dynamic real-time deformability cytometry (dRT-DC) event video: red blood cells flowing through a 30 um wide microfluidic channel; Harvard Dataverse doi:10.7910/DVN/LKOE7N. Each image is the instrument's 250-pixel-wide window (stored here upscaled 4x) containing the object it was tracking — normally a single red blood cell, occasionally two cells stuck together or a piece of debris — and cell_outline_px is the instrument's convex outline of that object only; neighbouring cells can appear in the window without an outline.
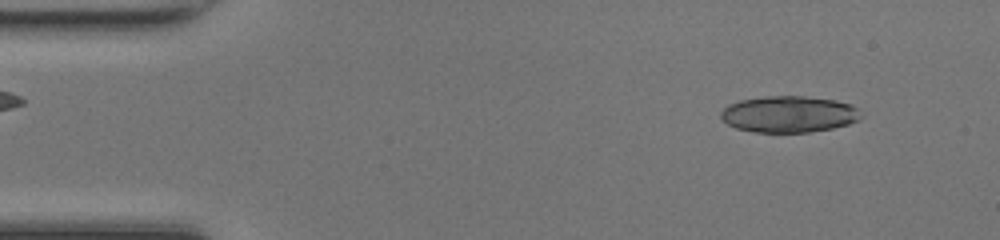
{"species": "common noctule bat (a hibernating species)", "species_latin": "Nyctalus noctula", "temperature_condition": "room temperature", "stored_images_in_passage": 46, "camera_frame_rate_fps": 3000, "um_per_image_px": 0.085, "animal": {"sex": "female", "body_mass_g": 17.0, "forearm_length_mm": 48.0}, "frame": {"image": 1, "passage_image": 4, "time_ms": 1.0, "image_size_px": [1000, 240], "cell_outline_px": [[864, 116], [860, 120], [848, 124], [832, 128], [808, 132], [752, 132], [736, 128], [728, 124], [720, 116], [720, 112], [728, 104], [740, 100], [764, 96], [804, 96], [836, 100], [852, 104]], "centroid_in_image_um": [67.07, 9.7], "position_along_channel_um": 17.9, "area_um2": 29.94}}
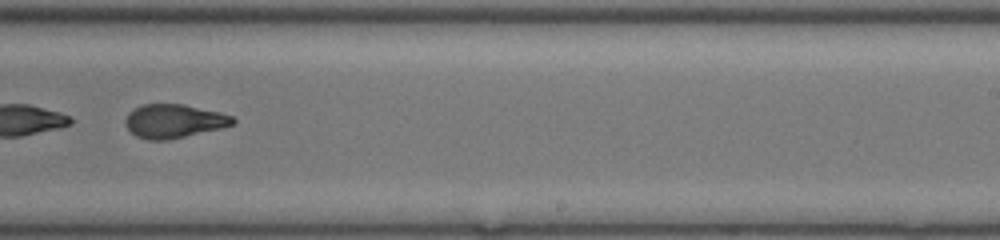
{"frame": {"image": 2, "passage_image": 29, "time_ms": 9.333, "image_size_px": [1000, 240], "cell_outline_px": [[236, 120], [232, 124], [224, 128], [168, 140], [148, 140], [136, 136], [124, 124], [124, 120], [128, 112], [144, 104], [184, 104], [220, 112], [232, 116]], "centroid_in_image_um": [14.79, 10.3], "position_along_channel_um": 274.2, "area_um2": 21.21}, "authors_computed_cell_mechanics": {"area_um2": 28.9, "velocity_mm_per_s": 4.2839, "shape_relaxation_time_tau1_ms": null, "shape_relaxation_time_tau2_ms": 1.4792, "deformation_change_tau1": null, "deformation_change_tau2": 0.0784}}